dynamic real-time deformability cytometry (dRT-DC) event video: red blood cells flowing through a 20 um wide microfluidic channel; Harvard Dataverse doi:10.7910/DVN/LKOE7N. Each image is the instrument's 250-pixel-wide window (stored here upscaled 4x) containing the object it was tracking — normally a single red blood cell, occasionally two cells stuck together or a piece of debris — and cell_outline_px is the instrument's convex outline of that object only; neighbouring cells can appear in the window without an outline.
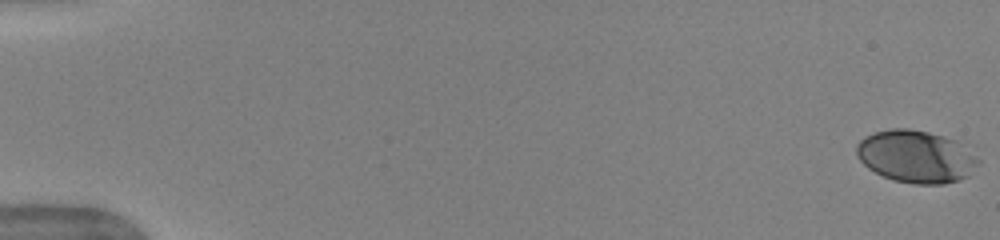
{"species": "human", "species_latin": "Homo sapiens", "temperature_condition": "warm", "stored_images_in_passage": 29, "camera_frame_rate_fps": 3000, "um_per_image_px": 0.085, "donor": {"sex": "female"}, "frame": {"image": 1, "passage_image": 1, "time_ms": 0.0, "image_size_px": [1000, 240], "cell_outline_px": [[980, 160], [968, 176], [960, 180], [944, 184], [916, 184], [892, 180], [868, 168], [860, 160], [856, 152], [856, 144], [864, 136], [876, 132], [892, 128], [908, 128], [928, 132], [952, 140], [976, 156]], "centroid_in_image_um": [77.81, 13.32], "position_along_channel_um": 7.2, "area_um2": 36.7}}
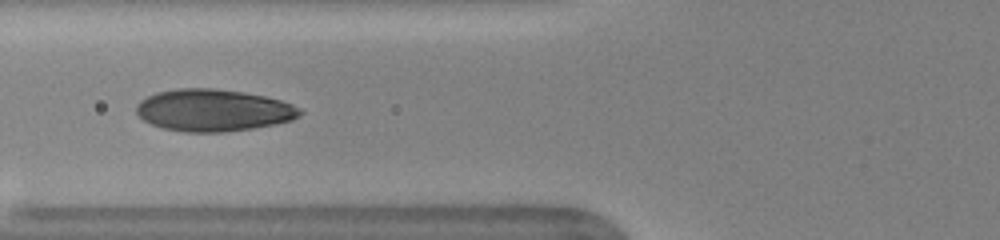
{"frame": {"image": 2, "passage_image": 12, "time_ms": 3.667, "image_size_px": [1000, 240], "cell_outline_px": [[304, 112], [300, 116], [292, 120], [276, 124], [252, 128], [224, 132], [184, 132], [164, 128], [152, 124], [144, 120], [136, 112], [136, 104], [140, 100], [156, 92], [176, 88], [212, 88], [244, 92], [264, 96], [280, 100], [292, 104], [300, 108]], "centroid_in_image_um": [18.14, 9.37], "position_along_channel_um": 107.7, "area_um2": 40.17}}
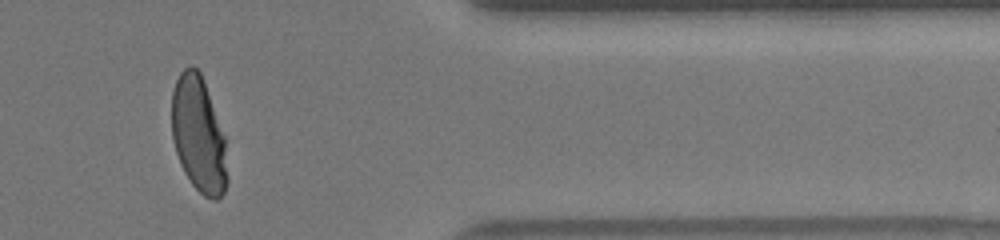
{"frame": {"image": 3, "passage_image": 25, "time_ms": 8.0, "image_size_px": [1000, 240], "cell_outline_px": [[228, 184], [224, 192], [216, 200], [212, 200], [204, 196], [192, 184], [184, 172], [176, 152], [172, 140], [172, 92], [176, 80], [180, 72], [188, 64], [192, 64], [200, 72], [224, 136], [228, 176]], "centroid_in_image_um": [16.87, 11.46], "position_along_channel_um": 394.5, "area_um2": 37.4}}